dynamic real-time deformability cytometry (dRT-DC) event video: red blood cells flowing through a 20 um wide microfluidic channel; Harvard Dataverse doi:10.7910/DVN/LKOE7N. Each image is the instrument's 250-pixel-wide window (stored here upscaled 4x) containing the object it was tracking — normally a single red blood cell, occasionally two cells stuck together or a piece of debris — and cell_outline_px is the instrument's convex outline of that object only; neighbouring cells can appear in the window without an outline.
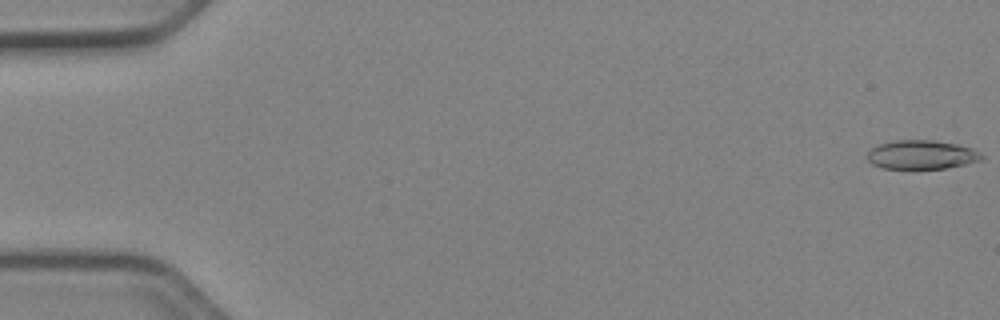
{"species": "Egyptian fruit bat (a non-hibernating species)", "species_latin": "Rousettus aegyptiacus", "temperature_condition": "cold", "stored_images_in_passage": 52, "camera_frame_rate_fps": 3000, "um_per_image_px": 0.085, "animal": {"sex": "female"}, "frame": {"image": 1, "passage_image": 1, "time_ms": 0.0, "image_size_px": [1000, 320], "cell_outline_px": [[984, 156], [980, 160], [964, 164], [944, 168], [880, 168], [872, 164], [868, 160], [868, 152], [872, 148], [880, 144], [892, 140], [932, 140], [956, 144], [972, 148], [980, 152]], "centroid_in_image_um": [78.32, 13.14], "position_along_channel_um": 6.7, "area_um2": 19.07}}
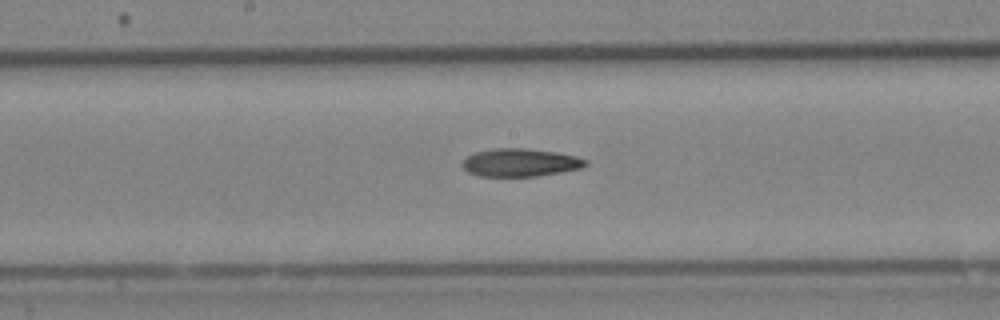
{"frame": {"image": 2, "passage_image": 28, "time_ms": 9.0, "image_size_px": [1000, 320], "cell_outline_px": [[588, 164], [584, 168], [536, 176], [480, 176], [468, 172], [460, 164], [468, 156], [476, 152], [492, 148], [524, 148], [556, 152], [576, 156], [588, 160]], "centroid_in_image_um": [44.24, 13.81], "position_along_channel_um": 204.0, "area_um2": 20.11}}
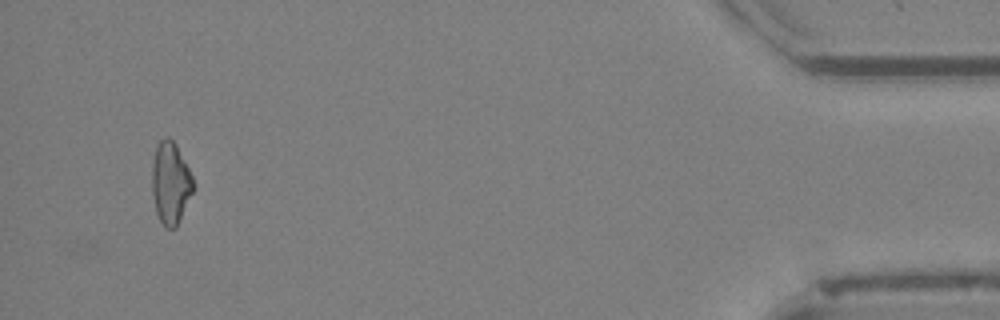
{"frame": {"image": 3, "passage_image": 50, "time_ms": 16.333, "image_size_px": [1000, 320], "cell_outline_px": [[192, 192], [176, 228], [164, 228], [156, 212], [152, 196], [152, 160], [156, 144], [164, 136], [168, 136], [176, 144], [192, 176]], "centroid_in_image_um": [14.45, 15.53], "position_along_channel_um": 420.7, "area_um2": 19.65}}